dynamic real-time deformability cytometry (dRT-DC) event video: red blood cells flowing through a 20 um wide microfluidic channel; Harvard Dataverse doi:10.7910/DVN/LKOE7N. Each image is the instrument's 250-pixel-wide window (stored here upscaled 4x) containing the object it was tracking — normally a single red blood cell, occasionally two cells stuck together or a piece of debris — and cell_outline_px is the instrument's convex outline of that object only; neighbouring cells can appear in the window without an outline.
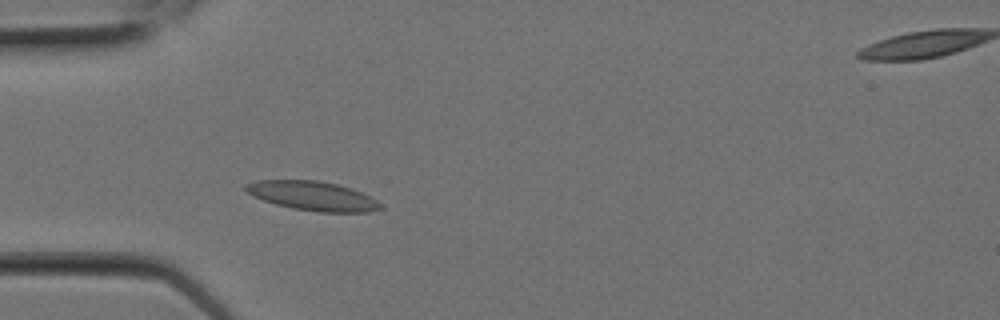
{"species": "Egyptian fruit bat (a non-hibernating species)", "species_latin": "Rousettus aegyptiacus", "temperature_condition": "room temperature", "stored_images_in_passage": 6, "segment_of_instrument_passage": [1, 2], "camera_frame_rate_fps": 3000, "um_per_image_px": 0.085, "animal": {"sex": "female"}, "frame": {"image": 1, "passage_image": 5, "time_ms": 1.333, "image_size_px": [1000, 320], "cell_outline_px": [[384, 208], [368, 212], [320, 212], [292, 208], [276, 204], [252, 196], [244, 188], [244, 184], [256, 180], [316, 180], [336, 184], [352, 188], [376, 200]], "centroid_in_image_um": [26.55, 16.65], "position_along_channel_um": 58.4, "area_um2": 22.83}}